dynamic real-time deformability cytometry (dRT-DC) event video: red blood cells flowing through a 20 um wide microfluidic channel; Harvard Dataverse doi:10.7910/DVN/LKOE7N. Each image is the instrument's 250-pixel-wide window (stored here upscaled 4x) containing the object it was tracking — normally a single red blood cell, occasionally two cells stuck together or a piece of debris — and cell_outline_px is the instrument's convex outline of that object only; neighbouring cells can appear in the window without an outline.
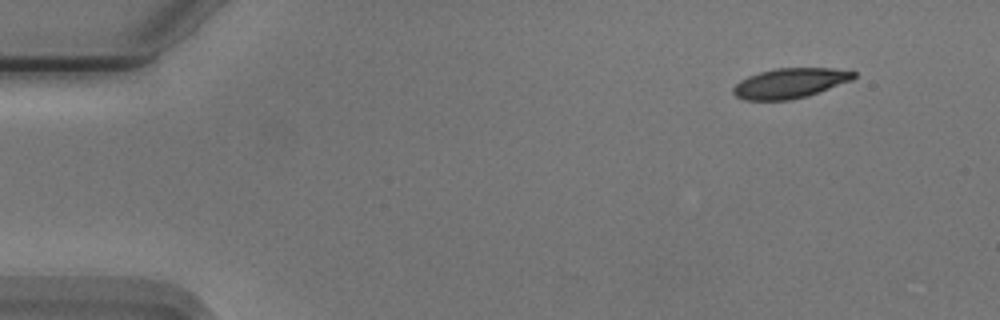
{"species": "Egyptian fruit bat (a non-hibernating species)", "species_latin": "Rousettus aegyptiacus", "temperature_condition": "cold", "stored_images_in_passage": 50, "camera_frame_rate_fps": 3000, "um_per_image_px": 0.085, "animal": {"sex": "male"}, "frame": {"image": 1, "passage_image": 1, "time_ms": 0.0, "image_size_px": [1000, 320], "cell_outline_px": [[856, 76], [852, 80], [808, 96], [792, 100], [744, 100], [736, 96], [732, 92], [732, 88], [740, 80], [748, 76], [760, 72], [776, 68], [832, 68], [856, 72]], "centroid_in_image_um": [67.14, 7.07], "position_along_channel_um": 17.9, "area_um2": 21.1}}
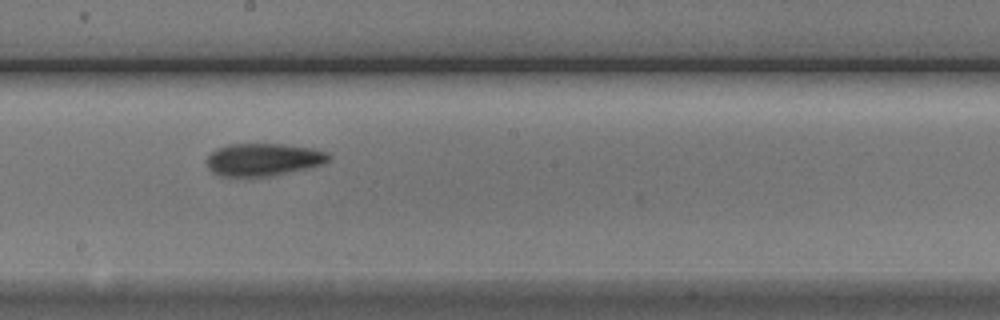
{"frame": {"image": 2, "passage_image": 26, "time_ms": 8.333, "image_size_px": [1000, 320], "cell_outline_px": [[332, 156], [324, 164], [308, 168], [272, 176], [220, 176], [212, 172], [208, 168], [208, 156], [216, 148], [228, 144], [280, 144], [312, 148], [328, 152]], "centroid_in_image_um": [22.4, 13.56], "position_along_channel_um": 225.8, "area_um2": 23.18}}
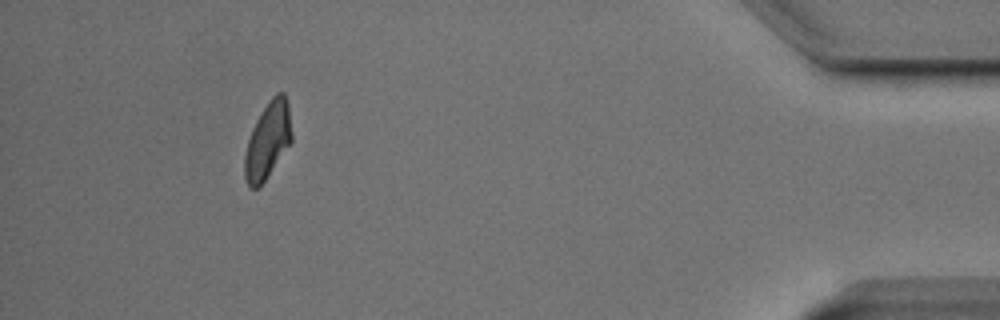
{"frame": {"image": 3, "passage_image": 46, "time_ms": 15.0, "image_size_px": [1000, 320], "cell_outline_px": [[292, 140], [264, 180], [256, 188], [252, 188], [248, 184], [244, 176], [244, 156], [248, 140], [252, 128], [256, 120], [272, 96], [276, 92], [284, 92], [288, 104], [292, 132]], "centroid_in_image_um": [22.75, 11.89], "position_along_channel_um": 412.4, "area_um2": 20.52}, "authors_computed_cell_mechanics": {"area_um2": 21.9351, "velocity_mm_per_s": 3.7346, "shape_relaxation_time_tau1_ms": 3.6171, "shape_relaxation_time_tau2_ms": 4.0158, "deformation_change_tau1": 0.1568, "deformation_change_tau2": 0.114}}